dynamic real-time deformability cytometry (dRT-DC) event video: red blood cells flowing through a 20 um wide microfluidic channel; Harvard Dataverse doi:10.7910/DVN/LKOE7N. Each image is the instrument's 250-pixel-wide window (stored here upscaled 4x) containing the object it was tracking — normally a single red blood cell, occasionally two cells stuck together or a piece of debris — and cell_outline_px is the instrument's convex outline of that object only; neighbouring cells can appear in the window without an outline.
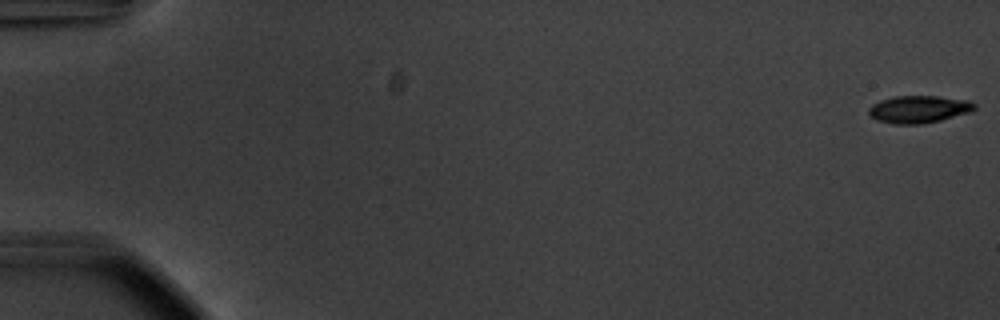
{"species": "common noctule bat (a hibernating species)", "species_latin": "Nyctalus noctula", "temperature_condition": "warm", "stored_images_in_passage": 55, "camera_frame_rate_fps": 3000, "um_per_image_px": 0.085, "animal": {"sex": "male", "body_mass_g": 20.1, "forearm_length_mm": 53.5}, "frame": {"image": 1, "passage_image": 1, "time_ms": 0.0, "image_size_px": [1000, 320], "cell_outline_px": [[976, 108], [972, 112], [924, 124], [892, 124], [876, 120], [868, 112], [868, 108], [872, 104], [880, 100], [892, 96], [940, 96], [968, 100], [976, 104]], "centroid_in_image_um": [78.1, 9.28], "position_along_channel_um": 6.9, "area_um2": 17.11}}
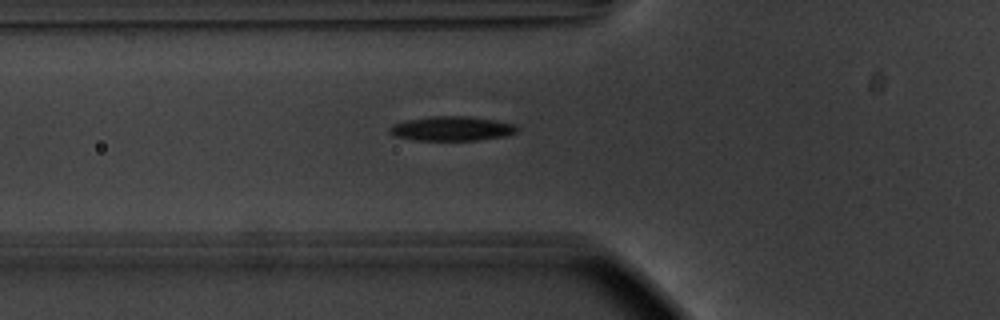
{"frame": {"image": 2, "passage_image": 21, "time_ms": 6.667, "image_size_px": [1000, 320], "cell_outline_px": [[520, 128], [516, 132], [504, 136], [476, 140], [412, 140], [392, 136], [388, 132], [392, 124], [408, 120], [432, 116], [464, 116], [496, 120], [516, 124]], "centroid_in_image_um": [38.39, 10.93], "position_along_channel_um": 87.4, "area_um2": 18.21}}
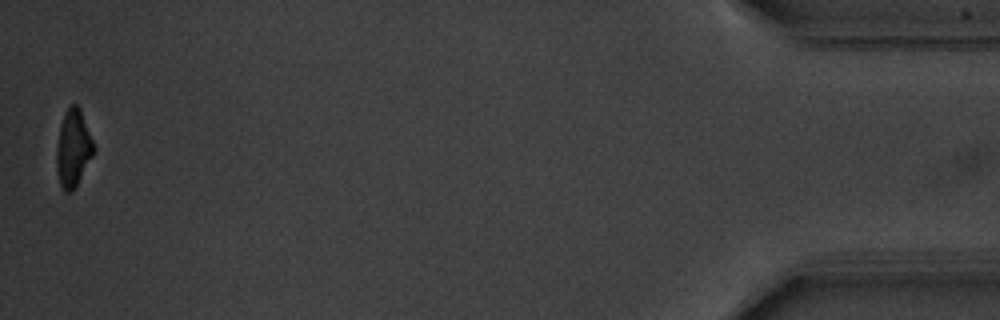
{"frame": {"image": 3, "passage_image": 55, "time_ms": 18.0, "image_size_px": [1000, 320], "cell_outline_px": [[96, 148], [92, 156], [72, 192], [64, 192], [60, 184], [56, 168], [56, 152], [60, 128], [64, 112], [72, 104], [76, 104], [80, 108]], "centroid_in_image_um": [6.22, 12.6], "position_along_channel_um": 429.0, "area_um2": 16.53}, "authors_computed_cell_mechanics": {"area_um2": 17.918, "velocity_mm_per_s": 3.7539, "shape_relaxation_time_tau1_ms": 3.2158, "shape_relaxation_time_tau2_ms": 8.0962, "deformation_change_tau1": 0.154, "deformation_change_tau2": 0.1574}}